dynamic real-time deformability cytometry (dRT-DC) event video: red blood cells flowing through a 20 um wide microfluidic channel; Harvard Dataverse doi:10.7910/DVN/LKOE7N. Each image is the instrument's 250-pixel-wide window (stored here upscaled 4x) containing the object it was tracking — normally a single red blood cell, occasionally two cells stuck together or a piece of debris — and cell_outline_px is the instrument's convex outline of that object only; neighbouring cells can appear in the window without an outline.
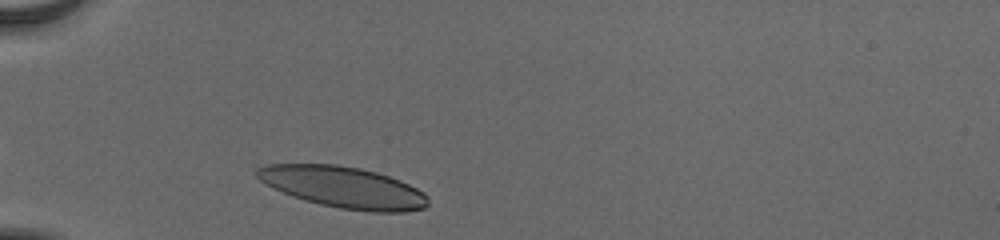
{"species": "human", "species_latin": "Homo sapiens", "temperature_condition": "cold", "stored_images_in_passage": 30, "camera_frame_rate_fps": 3000, "um_per_image_px": 0.085, "donor": {"sex": "male"}, "frame": {"image": 1, "passage_image": 1, "time_ms": 0.0, "image_size_px": [1000, 240], "cell_outline_px": [[428, 204], [424, 208], [404, 212], [372, 212], [340, 208], [320, 204], [304, 200], [292, 196], [260, 180], [256, 176], [256, 168], [268, 164], [336, 164], [360, 168], [376, 172], [400, 180], [424, 192], [428, 196]], "centroid_in_image_um": [29.21, 15.91], "position_along_channel_um": 55.8, "area_um2": 40.98}}
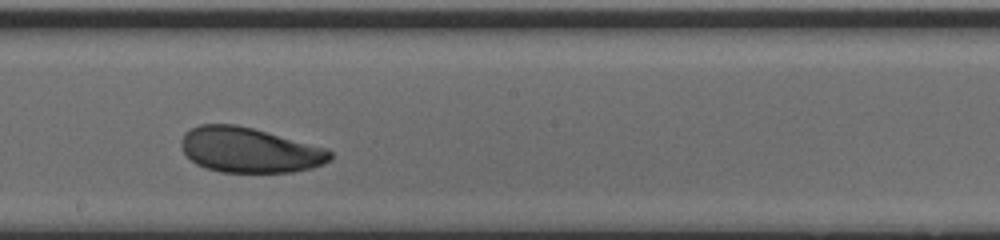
{"frame": {"image": 2, "passage_image": 16, "time_ms": 5.0, "image_size_px": [1000, 240], "cell_outline_px": [[332, 160], [324, 164], [312, 168], [292, 172], [220, 172], [196, 164], [184, 152], [180, 144], [180, 140], [184, 132], [200, 124], [236, 124], [252, 128], [328, 148], [332, 152]], "centroid_in_image_um": [21.22, 12.75], "position_along_channel_um": 227.0, "area_um2": 39.25}}
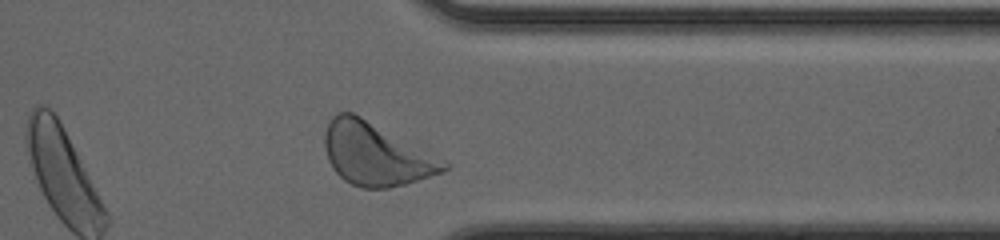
{"frame": {"image": 3, "passage_image": 28, "time_ms": 9.0, "image_size_px": [1000, 240], "cell_outline_px": [[452, 164], [444, 172], [404, 184], [388, 188], [364, 188], [352, 184], [344, 180], [332, 168], [328, 160], [324, 148], [324, 132], [332, 116], [340, 112], [352, 112], [360, 116]], "centroid_in_image_um": [31.93, 13.11], "position_along_channel_um": 379.5, "area_um2": 43.06}, "authors_computed_cell_mechanics": {"area_um2": 39.882, "velocity_mm_per_s": 3.8284, "shape_relaxation_time_tau1_ms": 2.5807, "shape_relaxation_time_tau2_ms": 3.0872, "deformation_change_tau1": 0.1081, "deformation_change_tau2": 0.0927}}